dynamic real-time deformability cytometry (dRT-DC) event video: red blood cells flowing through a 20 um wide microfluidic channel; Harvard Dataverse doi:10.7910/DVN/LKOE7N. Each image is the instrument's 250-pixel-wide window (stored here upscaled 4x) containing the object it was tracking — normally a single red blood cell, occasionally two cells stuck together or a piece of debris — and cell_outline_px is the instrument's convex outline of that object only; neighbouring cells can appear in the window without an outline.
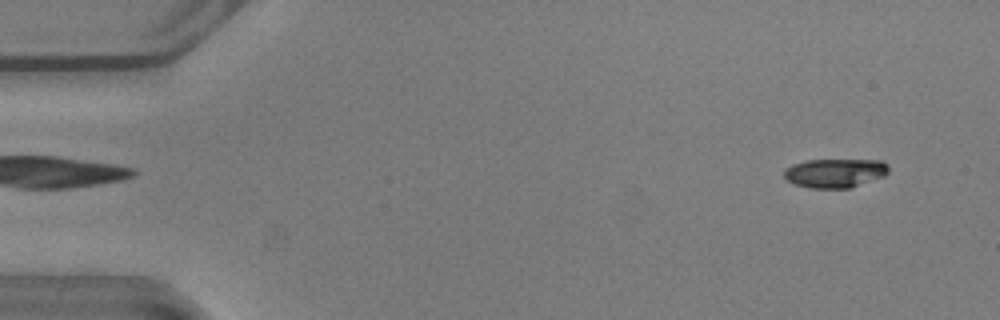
{"species": "common noctule bat (a hibernating species)", "species_latin": "Nyctalus noctula", "temperature_condition": "warm", "stored_images_in_passage": 49, "camera_frame_rate_fps": 3000, "um_per_image_px": 0.085, "animal": {"sex": "male", "body_mass_g": 20.5, "forearm_length_mm": 52.5}, "frame": {"image": 1, "passage_image": 4, "time_ms": 1.0, "image_size_px": [1000, 320], "cell_outline_px": [[888, 172], [884, 176], [852, 188], [808, 188], [796, 184], [788, 180], [784, 176], [784, 168], [792, 164], [808, 160], [880, 160], [888, 164]], "centroid_in_image_um": [70.98, 14.71], "position_along_channel_um": 14.0, "area_um2": 17.74}}
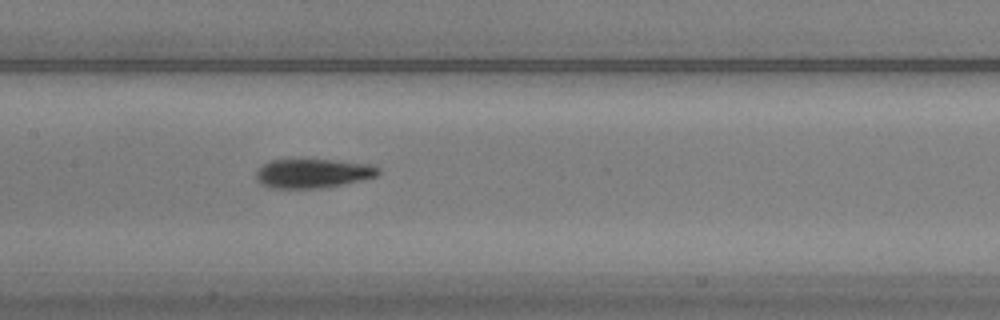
{"frame": {"image": 2, "passage_image": 26, "time_ms": 8.333, "image_size_px": [1000, 320], "cell_outline_px": [[380, 172], [376, 176], [360, 180], [324, 188], [268, 188], [260, 184], [256, 180], [256, 172], [264, 164], [272, 160], [332, 160], [376, 164], [380, 168]], "centroid_in_image_um": [26.61, 14.74], "position_along_channel_um": 180.8, "area_um2": 20.81}}
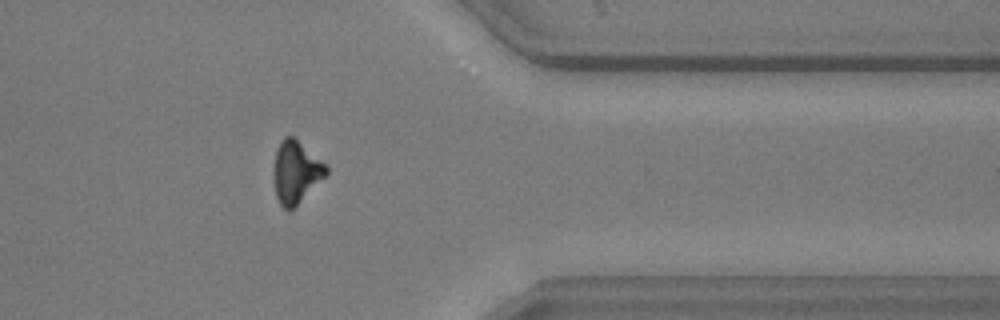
{"frame": {"image": 3, "passage_image": 43, "time_ms": 14.0, "image_size_px": [1000, 320], "cell_outline_px": [[328, 172], [288, 212], [280, 204], [276, 196], [272, 176], [272, 168], [276, 148], [280, 140], [284, 136], [296, 136], [328, 164]], "centroid_in_image_um": [25.12, 14.53], "position_along_channel_um": 386.3, "area_um2": 19.48}}